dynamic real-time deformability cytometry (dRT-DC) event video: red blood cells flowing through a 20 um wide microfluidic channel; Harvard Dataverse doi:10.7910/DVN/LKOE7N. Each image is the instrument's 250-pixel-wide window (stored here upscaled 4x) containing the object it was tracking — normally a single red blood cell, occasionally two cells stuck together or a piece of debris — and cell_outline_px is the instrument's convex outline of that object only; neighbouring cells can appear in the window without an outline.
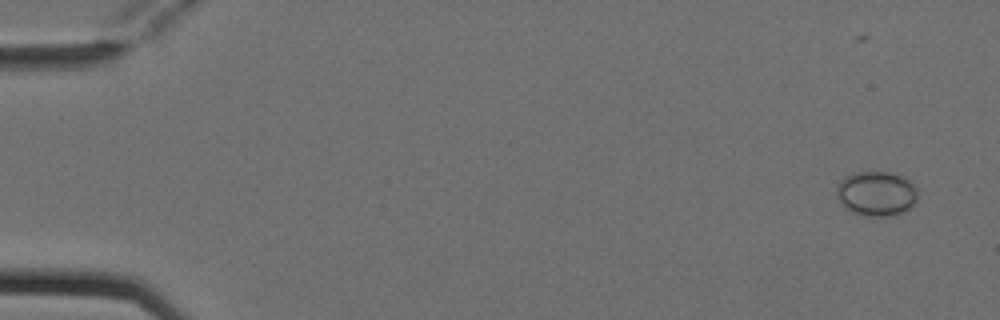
{"species": "Egyptian fruit bat (a non-hibernating species)", "species_latin": "Rousettus aegyptiacus", "temperature_condition": "cold", "stored_images_in_passage": 5, "camera_frame_rate_fps": 3000, "um_per_image_px": 0.085, "animal": {"sex": "female"}, "frame": {"image": 1, "passage_image": 1, "time_ms": 0.0, "image_size_px": [1000, 320], "cell_outline_px": [[920, 192], [916, 204], [896, 216], [868, 216], [852, 212], [840, 204], [836, 196], [836, 184], [844, 176], [856, 172], [888, 172], [900, 176], [908, 180]], "centroid_in_image_um": [74.49, 16.47], "position_along_channel_um": 10.5, "area_um2": 21.56}}